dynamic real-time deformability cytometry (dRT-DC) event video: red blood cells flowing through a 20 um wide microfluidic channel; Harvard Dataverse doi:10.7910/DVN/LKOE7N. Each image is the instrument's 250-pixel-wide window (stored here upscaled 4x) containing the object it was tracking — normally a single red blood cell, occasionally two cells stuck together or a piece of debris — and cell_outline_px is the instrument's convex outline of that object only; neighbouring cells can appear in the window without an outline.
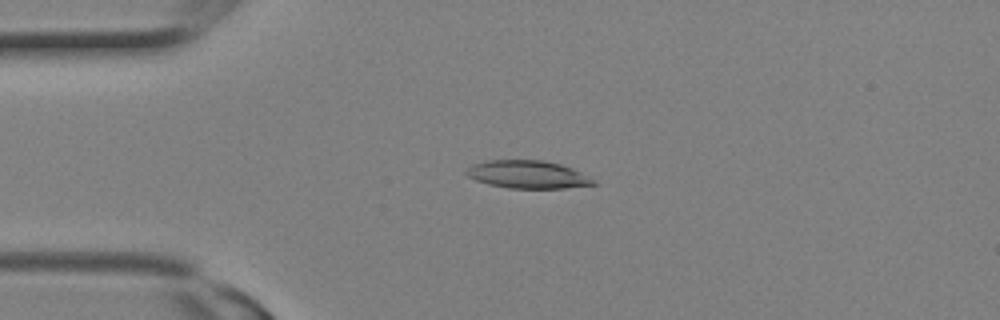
{"species": "Egyptian fruit bat (a non-hibernating species)", "species_latin": "Rousettus aegyptiacus", "temperature_condition": "room temperature", "stored_images_in_passage": 2, "camera_frame_rate_fps": 3000, "um_per_image_px": 0.085, "animal": {"sex": "female"}, "frame": {"image": 1, "passage_image": 2, "time_ms": 0.333, "image_size_px": [1000, 320], "cell_outline_px": [[596, 184], [564, 188], [508, 188], [488, 184], [476, 180], [468, 176], [464, 172], [472, 164], [488, 160], [544, 160], [560, 164], [572, 168], [596, 180]], "centroid_in_image_um": [44.85, 14.83], "position_along_channel_um": 40.2, "area_um2": 20.58}}